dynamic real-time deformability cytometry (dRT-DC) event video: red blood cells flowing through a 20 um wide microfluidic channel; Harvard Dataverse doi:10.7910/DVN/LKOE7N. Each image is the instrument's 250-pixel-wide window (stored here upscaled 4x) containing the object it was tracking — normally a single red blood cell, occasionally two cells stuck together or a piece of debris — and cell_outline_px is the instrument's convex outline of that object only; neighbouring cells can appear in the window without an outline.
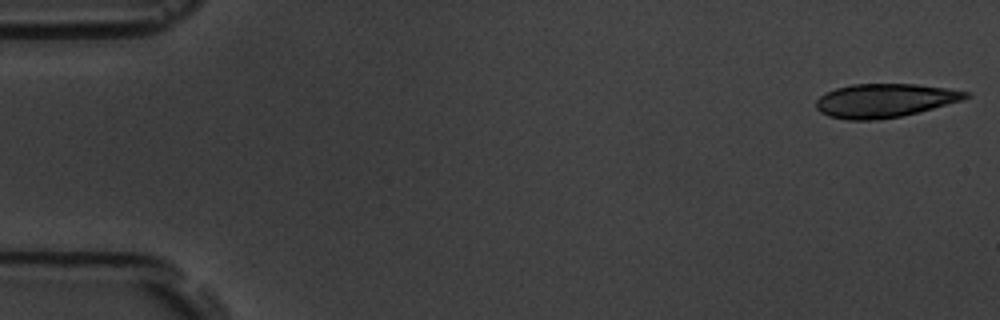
{"species": "common noctule bat (a hibernating species)", "species_latin": "Nyctalus noctula", "temperature_condition": "room temperature", "stored_images_in_passage": 9, "segment_of_instrument_passage": [1, 2], "camera_frame_rate_fps": 3000, "um_per_image_px": 0.085, "animal": {"sex": "male", "body_mass_g": 19.5, "forearm_length_mm": 54.6}, "frame": {"image": 1, "passage_image": 1, "time_ms": 0.0, "image_size_px": [1000, 320], "cell_outline_px": [[972, 96], [960, 100], [932, 108], [900, 116], [872, 120], [848, 120], [828, 116], [820, 112], [816, 108], [816, 100], [820, 96], [836, 88], [852, 84], [916, 84], [948, 88], [968, 92]], "centroid_in_image_um": [75.16, 8.54], "position_along_channel_um": 9.8, "area_um2": 29.07}}